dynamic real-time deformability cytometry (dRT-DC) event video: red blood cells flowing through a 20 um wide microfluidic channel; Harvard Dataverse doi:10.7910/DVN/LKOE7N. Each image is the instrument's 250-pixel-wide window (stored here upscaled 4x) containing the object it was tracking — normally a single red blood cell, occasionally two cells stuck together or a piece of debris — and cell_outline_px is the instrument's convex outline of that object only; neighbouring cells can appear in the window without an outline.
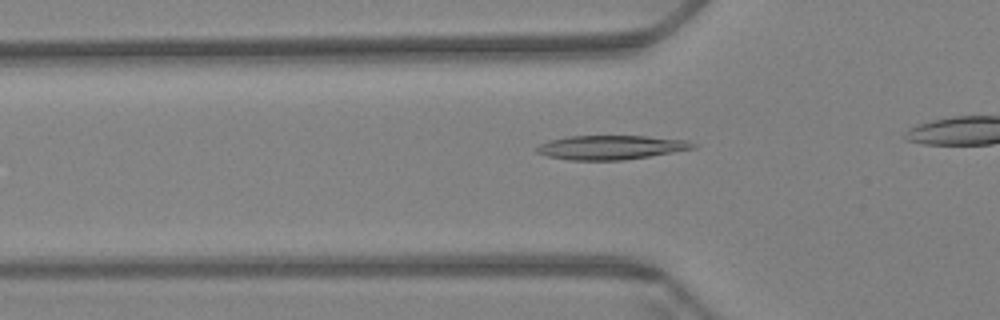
{"species": "Egyptian fruit bat (a non-hibernating species)", "species_latin": "Rousettus aegyptiacus", "temperature_condition": "warm", "stored_images_in_passage": 30, "camera_frame_rate_fps": 3000, "um_per_image_px": 0.085, "animal": {"sex": "female"}, "frame": {"image": 1, "passage_image": 2, "time_ms": 0.333, "image_size_px": [1000, 320], "cell_outline_px": [[696, 148], [624, 160], [568, 160], [548, 156], [536, 152], [536, 148], [540, 144], [552, 140], [568, 136], [648, 136], [688, 140], [696, 144]], "centroid_in_image_um": [51.95, 12.52], "position_along_channel_um": 73.9, "area_um2": 21.85}}
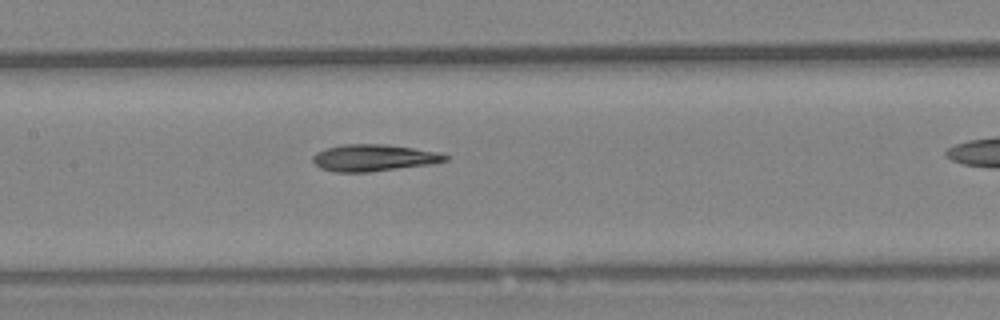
{"frame": {"image": 2, "passage_image": 11, "time_ms": 3.333, "image_size_px": [1000, 320], "cell_outline_px": [[448, 160], [428, 164], [368, 172], [336, 172], [320, 168], [312, 160], [312, 156], [316, 152], [340, 144], [384, 144], [440, 152], [448, 156]], "centroid_in_image_um": [31.73, 13.41], "position_along_channel_um": 175.7, "area_um2": 20.46}}
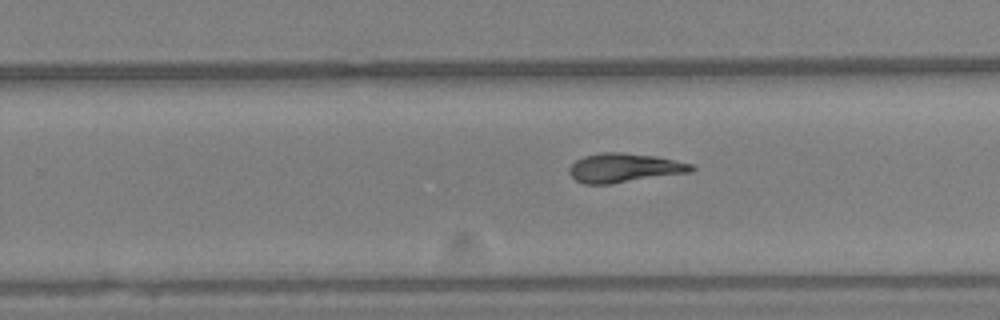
{"frame": {"image": 3, "passage_image": 20, "time_ms": 6.333, "image_size_px": [1000, 320], "cell_outline_px": [[696, 168], [692, 172], [612, 184], [584, 184], [576, 180], [568, 172], [568, 168], [576, 160], [584, 156], [600, 152], [620, 152], [656, 156], [692, 164]], "centroid_in_image_um": [53.06, 14.27], "position_along_channel_um": 276.7, "area_um2": 20.87}}